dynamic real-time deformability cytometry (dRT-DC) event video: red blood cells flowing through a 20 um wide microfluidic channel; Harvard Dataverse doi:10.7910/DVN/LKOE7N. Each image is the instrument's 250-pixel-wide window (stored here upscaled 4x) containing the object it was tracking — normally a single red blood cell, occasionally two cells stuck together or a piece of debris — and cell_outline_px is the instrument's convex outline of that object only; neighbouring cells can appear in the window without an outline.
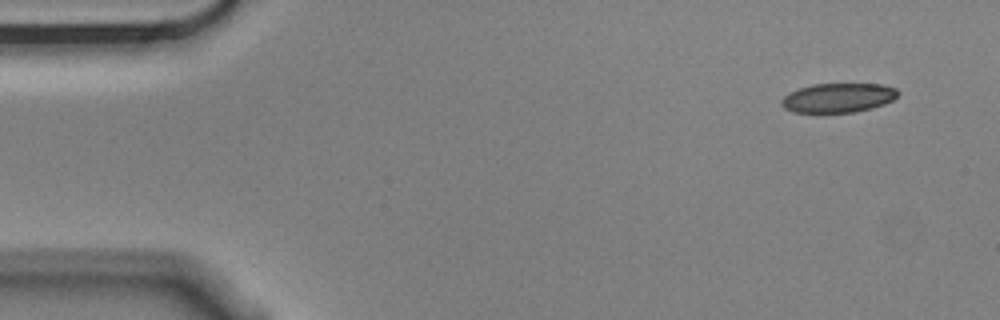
{"species": "Egyptian fruit bat (a non-hibernating species)", "species_latin": "Rousettus aegyptiacus", "temperature_condition": "cold", "stored_images_in_passage": 3, "camera_frame_rate_fps": 3000, "um_per_image_px": 0.085, "animal": {"sex": "male"}, "frame": {"image": 1, "passage_image": 1, "time_ms": 0.0, "image_size_px": [1000, 320], "cell_outline_px": [[900, 92], [892, 100], [884, 104], [872, 108], [856, 112], [792, 112], [784, 108], [780, 104], [780, 100], [784, 96], [800, 88], [812, 84], [880, 84], [896, 88]], "centroid_in_image_um": [71.24, 8.31], "position_along_channel_um": 13.8, "area_um2": 19.83}}